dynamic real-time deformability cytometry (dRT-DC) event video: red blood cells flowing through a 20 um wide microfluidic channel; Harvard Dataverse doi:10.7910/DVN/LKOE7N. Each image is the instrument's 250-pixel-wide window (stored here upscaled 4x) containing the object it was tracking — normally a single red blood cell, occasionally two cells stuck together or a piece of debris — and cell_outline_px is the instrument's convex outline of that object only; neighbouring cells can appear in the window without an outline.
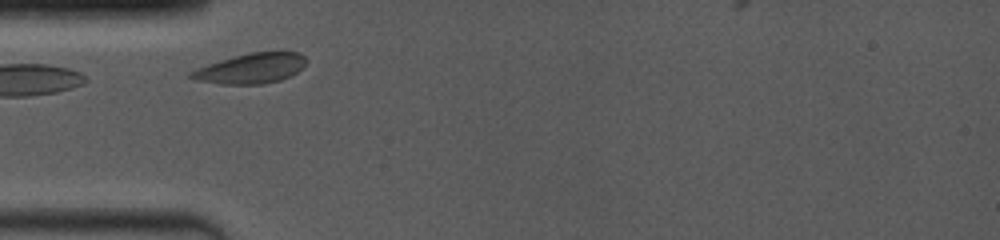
{"species": "common noctule bat (a hibernating species)", "species_latin": "Nyctalus noctula", "temperature_condition": "room temperature", "stored_images_in_passage": 66, "camera_frame_rate_fps": 4000, "um_per_image_px": 0.085, "animal": {"sex": "female", "body_mass_g": 19.0, "forearm_length_mm": 53.3}, "frame": {"image": 1, "passage_image": 3, "time_ms": 0.25, "image_size_px": [1000, 240], "cell_outline_px": [[308, 60], [304, 68], [280, 80], [260, 84], [220, 84], [196, 80], [188, 76], [188, 72], [196, 68], [232, 56], [248, 52], [300, 52]], "centroid_in_image_um": [21.33, 5.8], "position_along_channel_um": 63.7, "area_um2": 20.35}}
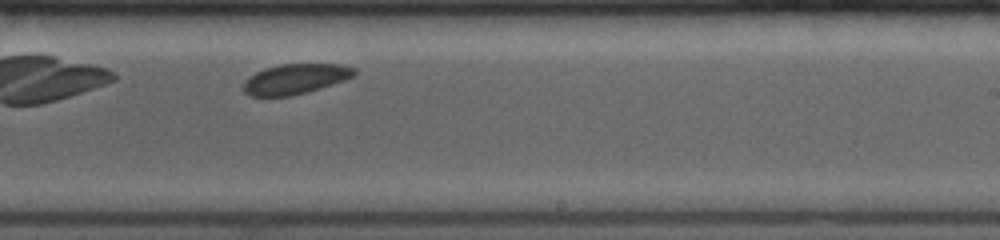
{"frame": {"image": 2, "passage_image": 35, "time_ms": 5.5, "image_size_px": [1000, 240], "cell_outline_px": [[356, 72], [352, 76], [344, 80], [308, 92], [288, 96], [248, 96], [244, 92], [244, 80], [248, 76], [264, 68], [280, 64], [340, 64], [356, 68]], "centroid_in_image_um": [25.07, 6.71], "position_along_channel_um": 263.9, "area_um2": 19.48}}
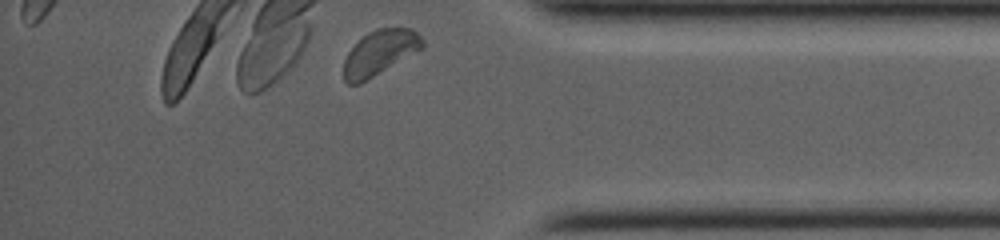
{"frame": {"image": 3, "passage_image": 63, "time_ms": 9.25, "image_size_px": [1000, 240], "cell_outline_px": [[424, 48], [360, 84], [348, 84], [344, 80], [344, 60], [348, 52], [368, 32], [376, 28], [412, 28], [424, 40]], "centroid_in_image_um": [32.3, 4.48], "position_along_channel_um": 402.9, "area_um2": 20.52}, "authors_computed_cell_mechanics": {"area_um2": 20.0566, "velocity_mm_per_s": 3.8572, "shape_relaxation_time_tau1_ms": null, "shape_relaxation_time_tau2_ms": 1.8877, "deformation_change_tau1": null, "deformation_change_tau2": 0.0437}}